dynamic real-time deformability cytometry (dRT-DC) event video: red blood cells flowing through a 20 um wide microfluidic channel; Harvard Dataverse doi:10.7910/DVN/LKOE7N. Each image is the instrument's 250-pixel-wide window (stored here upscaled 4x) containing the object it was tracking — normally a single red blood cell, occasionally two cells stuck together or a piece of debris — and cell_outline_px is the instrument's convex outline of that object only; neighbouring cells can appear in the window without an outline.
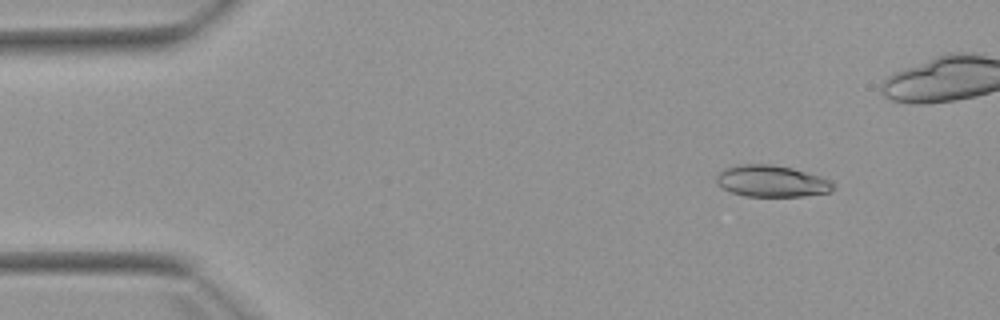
{"species": "Egyptian fruit bat (a non-hibernating species)", "species_latin": "Rousettus aegyptiacus", "temperature_condition": "warm", "stored_images_in_passage": 5, "camera_frame_rate_fps": 3000, "um_per_image_px": 0.085, "animal": {"sex": "female"}, "frame": {"image": 1, "passage_image": 2, "time_ms": 1.333, "image_size_px": [1000, 320], "cell_outline_px": [[836, 188], [832, 192], [804, 196], [744, 196], [732, 192], [716, 184], [716, 176], [724, 168], [736, 164], [772, 164], [792, 168], [820, 176], [828, 180]], "centroid_in_image_um": [65.58, 15.39], "position_along_channel_um": 19.4, "area_um2": 21.56}}